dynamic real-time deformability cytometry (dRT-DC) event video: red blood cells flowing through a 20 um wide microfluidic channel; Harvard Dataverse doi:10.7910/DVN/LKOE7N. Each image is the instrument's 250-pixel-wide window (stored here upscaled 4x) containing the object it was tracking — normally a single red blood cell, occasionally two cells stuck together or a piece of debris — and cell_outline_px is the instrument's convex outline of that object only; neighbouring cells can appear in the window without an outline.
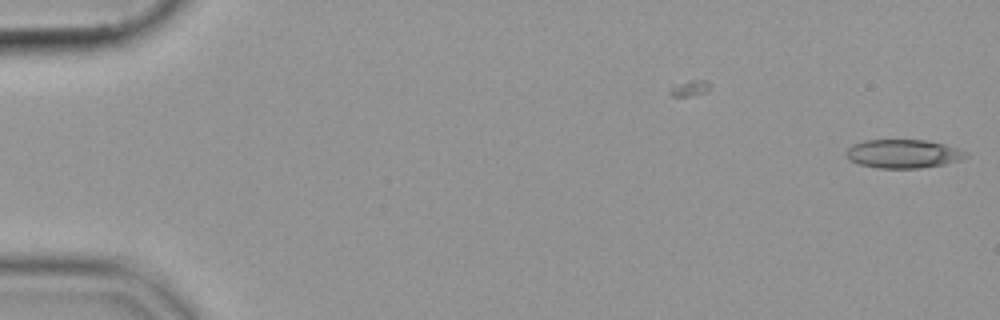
{"species": "common noctule bat (a hibernating species)", "species_latin": "Nyctalus noctula", "temperature_condition": "cold", "stored_images_in_passage": 7, "camera_frame_rate_fps": 3000, "um_per_image_px": 0.085, "animal": {"sex": "female", "body_mass_g": 19.9}, "frame": {"image": 1, "passage_image": 7, "time_ms": 2.0, "image_size_px": [1000, 320], "cell_outline_px": [[968, 156], [944, 164], [920, 168], [876, 168], [860, 164], [852, 160], [848, 156], [848, 148], [852, 144], [864, 140], [924, 140], [944, 144], [956, 148], [964, 152]], "centroid_in_image_um": [76.75, 13.07], "position_along_channel_um": 8.3, "area_um2": 19.54}}